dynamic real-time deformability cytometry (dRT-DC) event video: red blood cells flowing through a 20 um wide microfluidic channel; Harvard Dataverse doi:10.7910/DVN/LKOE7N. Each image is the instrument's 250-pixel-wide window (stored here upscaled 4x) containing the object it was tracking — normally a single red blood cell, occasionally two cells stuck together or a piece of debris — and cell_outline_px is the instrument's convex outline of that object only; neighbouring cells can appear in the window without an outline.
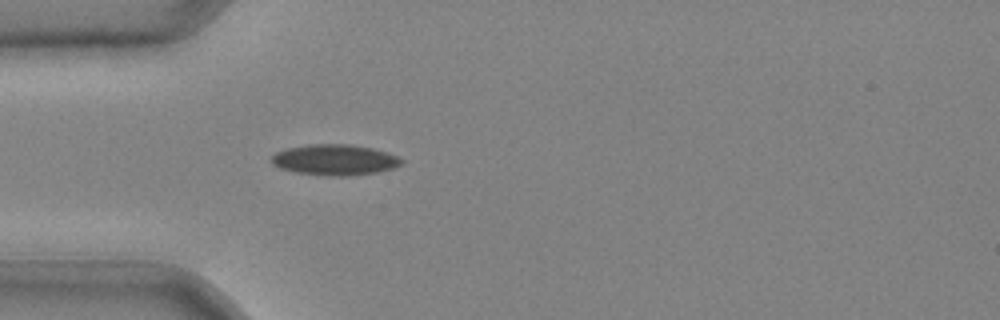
{"species": "common noctule bat (a hibernating species)", "species_latin": "Nyctalus noctula", "temperature_condition": "cold", "stored_images_in_passage": 30, "camera_frame_rate_fps": 3000, "um_per_image_px": 0.085, "animal": {"sex": "male", "body_mass_g": 20.4}, "frame": {"image": 1, "passage_image": 1, "time_ms": 0.0, "image_size_px": [1000, 320], "cell_outline_px": [[404, 164], [392, 168], [376, 172], [348, 176], [328, 176], [296, 172], [280, 168], [272, 164], [268, 160], [276, 152], [288, 148], [308, 144], [352, 144], [372, 148], [388, 152], [404, 160]], "centroid_in_image_um": [28.45, 13.58], "position_along_channel_um": 56.5, "area_um2": 23.47}}
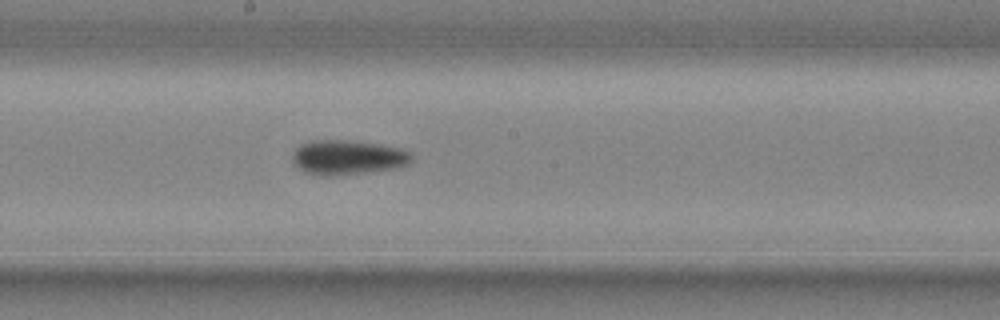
{"frame": {"image": 2, "passage_image": 12, "time_ms": 3.667, "image_size_px": [1000, 320], "cell_outline_px": [[412, 160], [408, 164], [396, 168], [328, 176], [304, 172], [292, 160], [292, 152], [300, 144], [312, 140], [348, 140], [376, 144], [400, 148], [408, 152], [412, 156]], "centroid_in_image_um": [29.52, 13.36], "position_along_channel_um": 218.7, "area_um2": 23.7}}
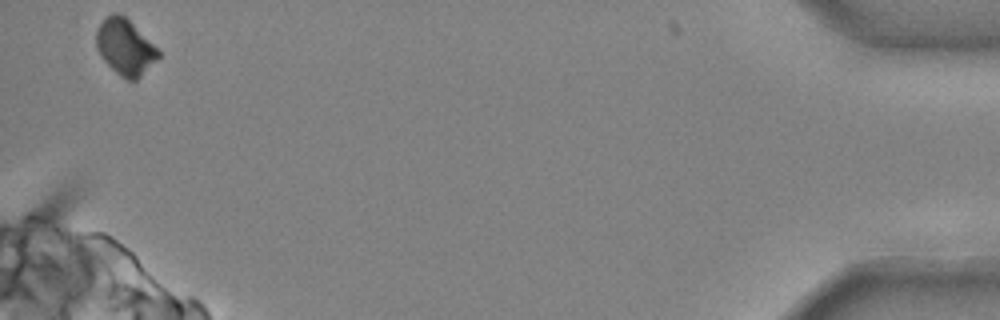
{"frame": {"image": 3, "passage_image": 30, "time_ms": 9.667, "image_size_px": [1000, 320], "cell_outline_px": [[160, 56], [136, 80], [128, 80], [120, 76], [100, 56], [96, 48], [96, 32], [100, 24], [108, 16], [116, 12], [120, 12], [160, 52]], "centroid_in_image_um": [10.6, 4.01], "position_along_channel_um": 424.6, "area_um2": 19.59}}